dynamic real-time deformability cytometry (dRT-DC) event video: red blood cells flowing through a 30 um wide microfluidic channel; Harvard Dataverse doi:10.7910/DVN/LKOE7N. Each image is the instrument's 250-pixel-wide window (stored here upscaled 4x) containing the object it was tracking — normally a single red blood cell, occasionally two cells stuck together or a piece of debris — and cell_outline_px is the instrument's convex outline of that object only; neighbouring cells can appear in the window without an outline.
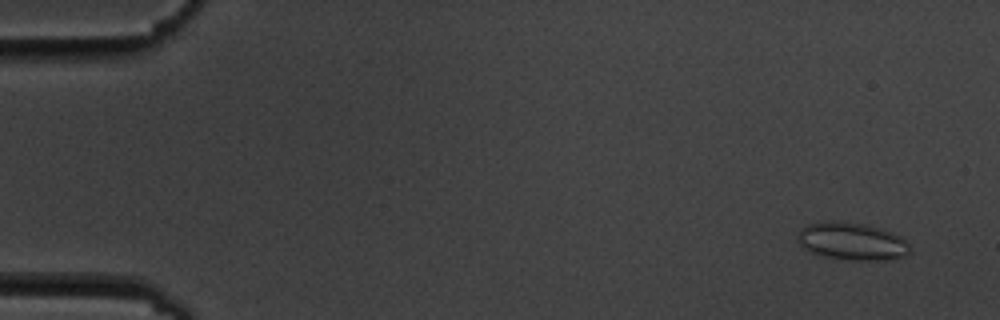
{"species": "common noctule bat (a hibernating species)", "species_latin": "Nyctalus noctula", "temperature_condition": "cold", "stored_images_in_passage": 5, "camera_frame_rate_fps": 3000, "um_per_image_px": 0.085, "animal": {"sex": "male", "body_mass_g": 19.5, "forearm_length_mm": 54.6}, "frame": {"image": 1, "passage_image": 1, "time_ms": 0.0, "image_size_px": [1000, 320], "cell_outline_px": [[912, 252], [904, 256], [888, 260], [848, 260], [824, 256], [812, 252], [804, 248], [796, 240], [796, 236], [800, 228], [808, 224], [832, 220], [840, 220], [868, 224], [880, 228], [900, 236], [912, 248]], "centroid_in_image_um": [72.41, 20.5], "position_along_channel_um": 12.6, "area_um2": 24.97}}
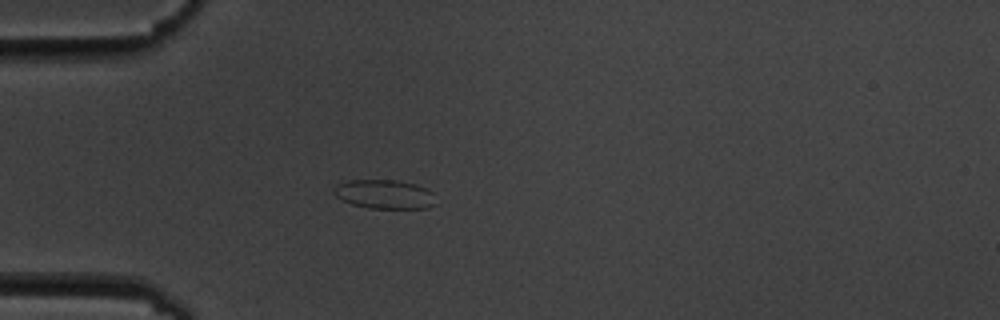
{"frame": {"image": 2, "passage_image": 5, "time_ms": 4.333, "image_size_px": [1000, 320], "cell_outline_px": [[436, 204], [428, 208], [368, 208], [352, 204], [336, 196], [332, 192], [332, 188], [336, 184], [348, 180], [396, 180], [416, 184], [428, 188], [432, 192]], "centroid_in_image_um": [32.68, 16.5], "position_along_channel_um": 52.3, "area_um2": 17.4}}